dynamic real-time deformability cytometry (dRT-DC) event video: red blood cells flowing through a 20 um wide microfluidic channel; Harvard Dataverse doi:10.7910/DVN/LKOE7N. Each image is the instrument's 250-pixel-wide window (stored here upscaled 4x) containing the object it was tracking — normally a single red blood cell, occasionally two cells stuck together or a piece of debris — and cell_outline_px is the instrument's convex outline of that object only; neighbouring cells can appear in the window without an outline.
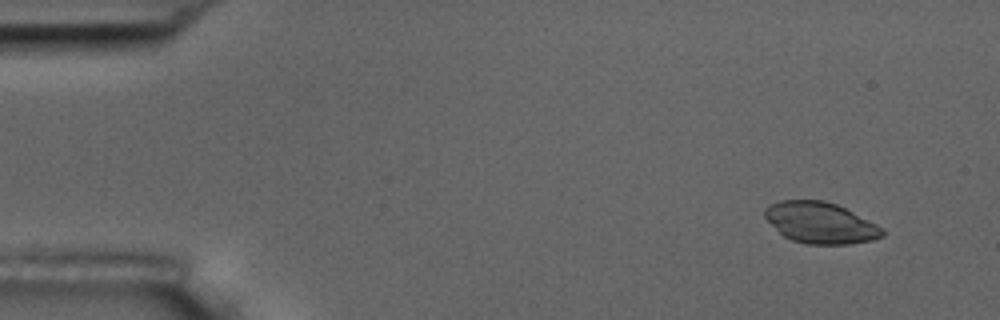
{"species": "common noctule bat (a hibernating species)", "species_latin": "Nyctalus noctula", "temperature_condition": "room temperature", "stored_images_in_passage": 7, "camera_frame_rate_fps": 3000, "um_per_image_px": 0.085, "animal": {"sex": "male", "body_mass_g": 17.5, "forearm_length_mm": 52.3}, "frame": {"image": 1, "passage_image": 1, "time_ms": 0.0, "image_size_px": [1000, 320], "cell_outline_px": [[884, 236], [872, 240], [848, 244], [808, 244], [792, 240], [784, 236], [764, 216], [764, 208], [780, 200], [824, 200], [836, 204], [884, 228]], "centroid_in_image_um": [69.74, 18.94], "position_along_channel_um": 15.3, "area_um2": 27.92}}
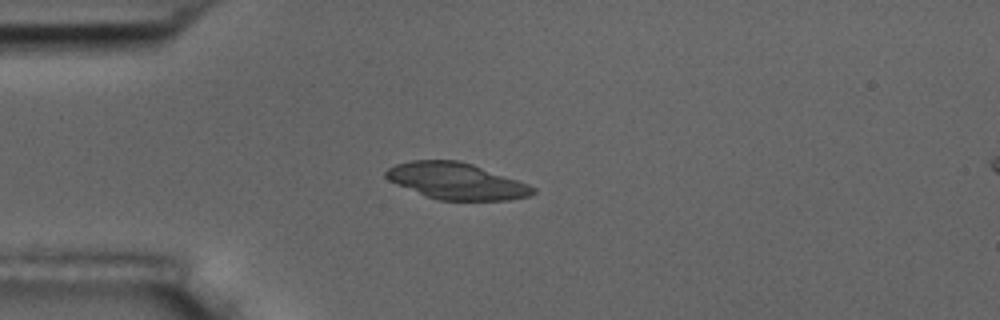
{"frame": {"image": 2, "passage_image": 4, "time_ms": 3.333, "image_size_px": [1000, 320], "cell_outline_px": [[536, 192], [528, 196], [508, 200], [436, 200], [424, 196], [396, 184], [388, 180], [384, 176], [384, 172], [388, 168], [396, 164], [412, 160], [456, 160], [472, 164], [528, 184], [536, 188]], "centroid_in_image_um": [38.75, 15.4], "position_along_channel_um": 46.2, "area_um2": 31.15}}